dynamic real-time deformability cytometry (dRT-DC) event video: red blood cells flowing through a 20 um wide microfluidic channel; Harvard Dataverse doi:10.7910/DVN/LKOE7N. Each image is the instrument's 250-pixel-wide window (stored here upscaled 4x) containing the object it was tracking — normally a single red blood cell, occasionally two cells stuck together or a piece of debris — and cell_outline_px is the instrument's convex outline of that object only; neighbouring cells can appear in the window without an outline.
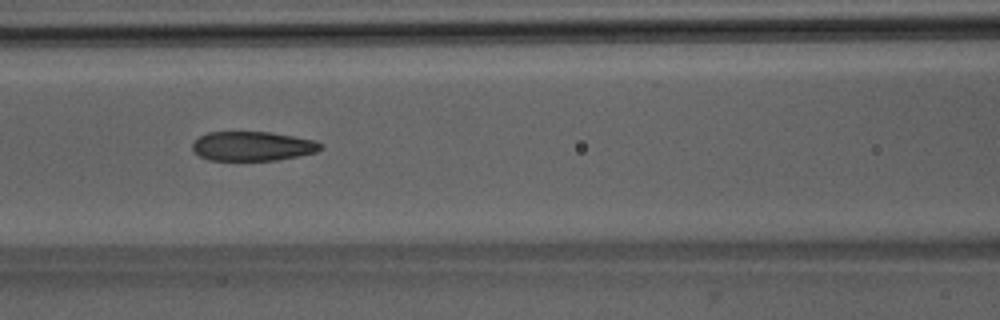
{"species": "Egyptian fruit bat (a non-hibernating species)", "species_latin": "Rousettus aegyptiacus", "temperature_condition": "room temperature", "stored_images_in_passage": 6, "camera_frame_rate_fps": 3000, "um_per_image_px": 0.085, "animal": {"sex": "male"}, "frame": {"image": 1, "passage_image": 5, "time_ms": 5.333, "image_size_px": [1000, 320], "cell_outline_px": [[324, 148], [316, 152], [276, 160], [208, 160], [192, 152], [192, 144], [200, 136], [208, 132], [272, 132], [316, 140], [324, 144]], "centroid_in_image_um": [21.49, 12.42], "position_along_channel_um": 145.1, "area_um2": 22.08}}